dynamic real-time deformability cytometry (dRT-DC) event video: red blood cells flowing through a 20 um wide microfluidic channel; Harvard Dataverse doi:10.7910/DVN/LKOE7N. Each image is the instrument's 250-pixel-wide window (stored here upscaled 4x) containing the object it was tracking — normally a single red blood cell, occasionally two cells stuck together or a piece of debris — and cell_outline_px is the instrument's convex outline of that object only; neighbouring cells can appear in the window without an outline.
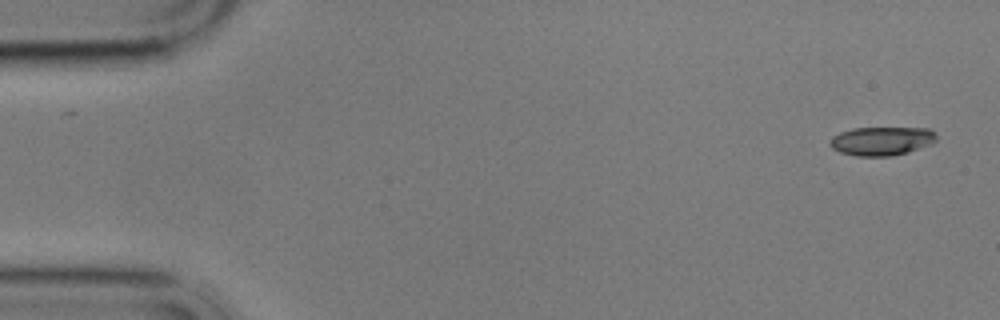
{"species": "common noctule bat (a hibernating species)", "species_latin": "Nyctalus noctula", "temperature_condition": "cold", "stored_images_in_passage": 5, "camera_frame_rate_fps": 3000, "um_per_image_px": 0.085, "animal": {"sex": "male", "body_mass_g": 17.9}, "frame": {"image": 1, "passage_image": 1, "time_ms": 0.0, "image_size_px": [1000, 320], "cell_outline_px": [[936, 140], [928, 144], [908, 152], [892, 156], [856, 156], [840, 152], [832, 148], [828, 144], [832, 136], [840, 132], [852, 128], [928, 128], [936, 136]], "centroid_in_image_um": [74.87, 11.98], "position_along_channel_um": 10.1, "area_um2": 17.69}}
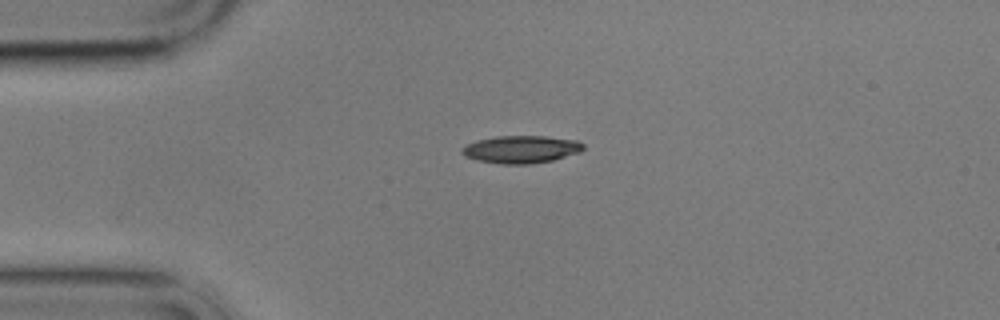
{"frame": {"image": 2, "passage_image": 4, "time_ms": 3.667, "image_size_px": [1000, 320], "cell_outline_px": [[584, 148], [580, 152], [552, 160], [528, 164], [500, 164], [476, 160], [464, 156], [460, 152], [460, 148], [476, 140], [496, 136], [544, 136], [576, 140], [584, 144]], "centroid_in_image_um": [44.25, 12.69], "position_along_channel_um": 40.7, "area_um2": 19.54}}